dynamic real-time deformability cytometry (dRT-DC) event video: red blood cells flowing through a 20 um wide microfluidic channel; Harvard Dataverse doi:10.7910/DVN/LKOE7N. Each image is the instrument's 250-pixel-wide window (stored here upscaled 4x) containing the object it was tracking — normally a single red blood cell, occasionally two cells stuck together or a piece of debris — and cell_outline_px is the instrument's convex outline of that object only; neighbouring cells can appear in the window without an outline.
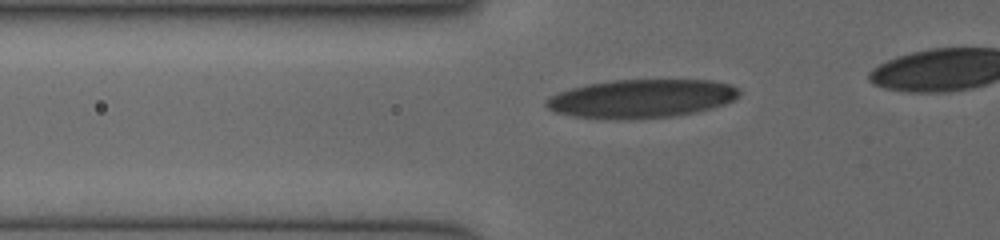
{"species": "human", "species_latin": "Homo sapiens", "temperature_condition": "cold", "stored_images_in_passage": 7, "camera_frame_rate_fps": 3000, "um_per_image_px": 0.085, "donor": {"sex": "female"}, "frame": {"image": 1, "passage_image": 5, "time_ms": 3.0, "image_size_px": [1000, 240], "cell_outline_px": [[740, 96], [736, 100], [712, 108], [696, 112], [672, 116], [628, 120], [576, 116], [556, 112], [548, 108], [544, 104], [544, 100], [548, 96], [556, 92], [588, 84], [612, 80], [712, 80], [732, 84], [740, 92]], "centroid_in_image_um": [54.53, 8.38], "position_along_channel_um": 71.3, "area_um2": 43.52}}
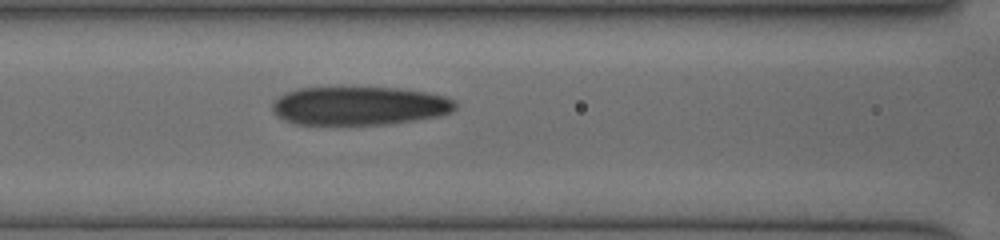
{"frame": {"image": 2, "passage_image": 7, "time_ms": 4.667, "image_size_px": [1000, 240], "cell_outline_px": [[456, 108], [452, 112], [440, 116], [416, 120], [388, 124], [296, 124], [284, 120], [276, 116], [272, 108], [272, 104], [284, 92], [300, 88], [396, 88], [428, 92], [444, 96], [456, 100]], "centroid_in_image_um": [30.58, 9.0], "position_along_channel_um": 136.0, "area_um2": 41.15}}